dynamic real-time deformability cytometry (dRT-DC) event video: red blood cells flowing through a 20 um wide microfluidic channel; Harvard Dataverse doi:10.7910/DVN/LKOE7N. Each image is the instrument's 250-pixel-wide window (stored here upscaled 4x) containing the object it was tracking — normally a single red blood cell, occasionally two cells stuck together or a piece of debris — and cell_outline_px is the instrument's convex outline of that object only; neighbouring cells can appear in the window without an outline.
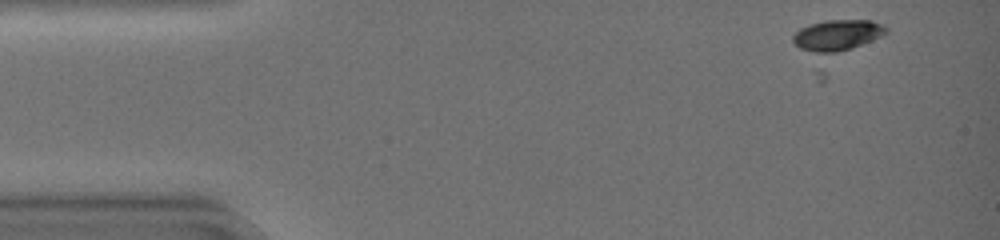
{"species": "common noctule bat (a hibernating species)", "species_latin": "Nyctalus noctula", "temperature_condition": "warm", "stored_images_in_passage": 42, "camera_frame_rate_fps": 3000, "um_per_image_px": 0.085, "animal": {"sex": "female", "body_mass_g": 19.0, "forearm_length_mm": 51.5}, "frame": {"image": 1, "passage_image": 2, "time_ms": 0.333, "image_size_px": [1000, 240], "cell_outline_px": [[888, 32], [872, 40], [852, 48], [824, 56], [800, 48], [792, 40], [792, 36], [800, 28], [808, 24], [824, 20], [872, 20], [884, 24], [888, 28]], "centroid_in_image_um": [71.16, 3.0], "position_along_channel_um": 13.8, "area_um2": 17.11}}
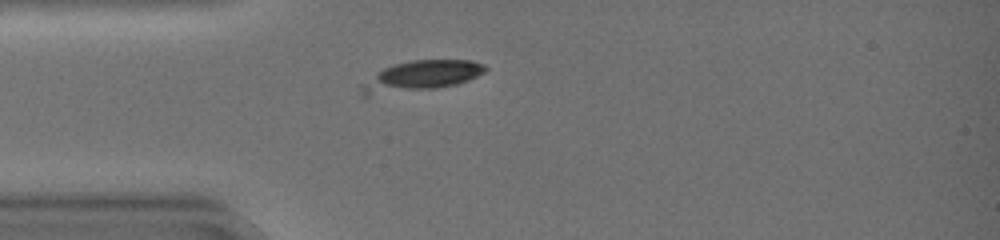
{"frame": {"image": 2, "passage_image": 11, "time_ms": 3.333, "image_size_px": [1000, 240], "cell_outline_px": [[488, 68], [484, 72], [468, 80], [456, 84], [436, 88], [368, 96], [360, 96], [356, 84], [384, 68], [396, 64], [412, 60], [472, 60], [484, 64]], "centroid_in_image_um": [35.66, 6.48], "position_along_channel_um": 49.3, "area_um2": 22.14}}
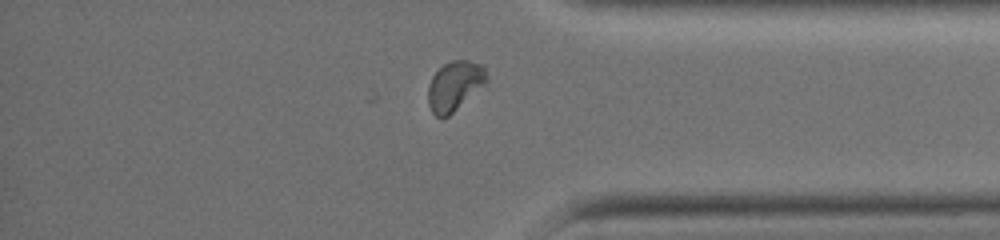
{"frame": {"image": 3, "passage_image": 36, "time_ms": 11.667, "image_size_px": [1000, 240], "cell_outline_px": [[488, 84], [448, 116], [440, 120], [432, 112], [428, 104], [428, 84], [432, 76], [444, 64], [452, 60], [468, 60], [480, 64], [484, 68]], "centroid_in_image_um": [38.65, 7.32], "position_along_channel_um": 396.5, "area_um2": 17.17}}